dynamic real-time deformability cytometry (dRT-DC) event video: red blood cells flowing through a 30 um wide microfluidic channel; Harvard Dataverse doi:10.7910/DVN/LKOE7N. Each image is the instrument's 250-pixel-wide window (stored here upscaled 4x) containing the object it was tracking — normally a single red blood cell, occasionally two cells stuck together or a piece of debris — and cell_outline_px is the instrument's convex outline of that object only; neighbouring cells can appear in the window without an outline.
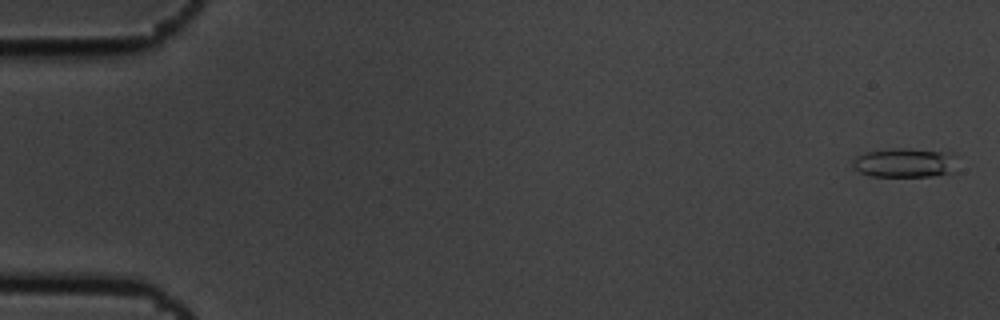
{"species": "common noctule bat (a hibernating species)", "species_latin": "Nyctalus noctula", "temperature_condition": "cold", "stored_images_in_passage": 10, "camera_frame_rate_fps": 3000, "um_per_image_px": 0.085, "animal": {"sex": "male", "body_mass_g": 19.5, "forearm_length_mm": 54.6}, "frame": {"image": 1, "passage_image": 1, "time_ms": 0.0, "image_size_px": [1000, 320], "cell_outline_px": [[956, 172], [936, 176], [868, 176], [852, 168], [852, 160], [856, 156], [864, 152], [892, 148], [908, 148], [952, 152], [956, 156]], "centroid_in_image_um": [76.94, 13.83], "position_along_channel_um": 8.1, "area_um2": 18.44}}
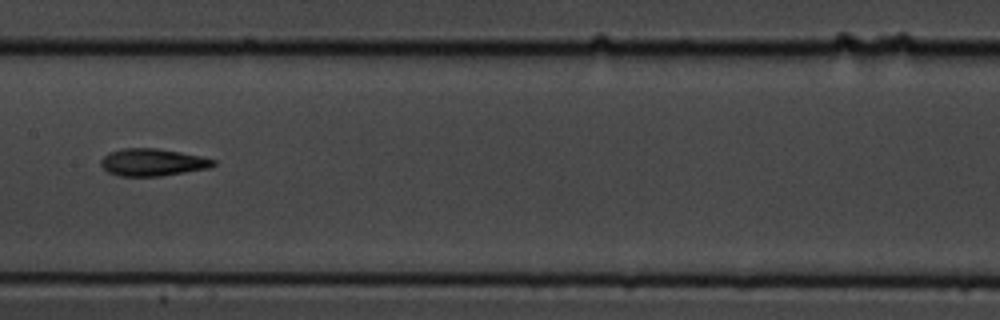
{"frame": {"image": 2, "passage_image": 9, "time_ms": 2.667, "image_size_px": [1000, 320], "cell_outline_px": [[216, 164], [212, 168], [160, 176], [120, 176], [108, 172], [100, 164], [100, 160], [108, 152], [124, 148], [156, 148], [180, 152], [200, 156], [216, 160]], "centroid_in_image_um": [12.98, 13.79], "position_along_channel_um": 194.4, "area_um2": 17.98}}
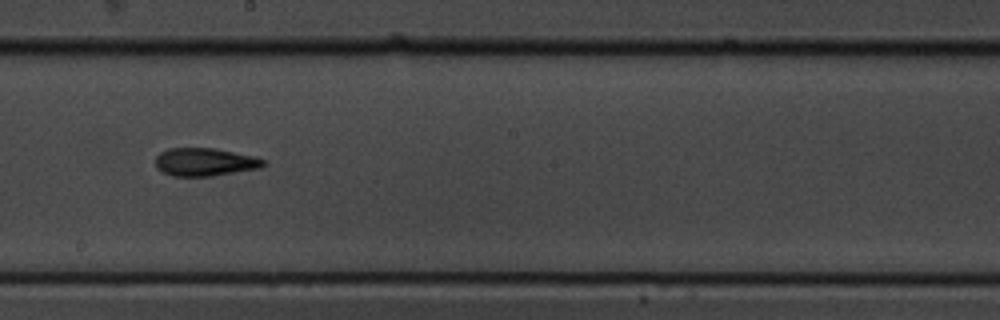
{"frame": {"image": 3, "passage_image": 10, "time_ms": 3.0, "image_size_px": [1000, 320], "cell_outline_px": [[268, 164], [260, 168], [212, 176], [172, 176], [156, 168], [156, 156], [160, 152], [168, 148], [216, 148], [256, 156], [268, 160]], "centroid_in_image_um": [17.47, 13.76], "position_along_channel_um": 230.7, "area_um2": 17.92}}